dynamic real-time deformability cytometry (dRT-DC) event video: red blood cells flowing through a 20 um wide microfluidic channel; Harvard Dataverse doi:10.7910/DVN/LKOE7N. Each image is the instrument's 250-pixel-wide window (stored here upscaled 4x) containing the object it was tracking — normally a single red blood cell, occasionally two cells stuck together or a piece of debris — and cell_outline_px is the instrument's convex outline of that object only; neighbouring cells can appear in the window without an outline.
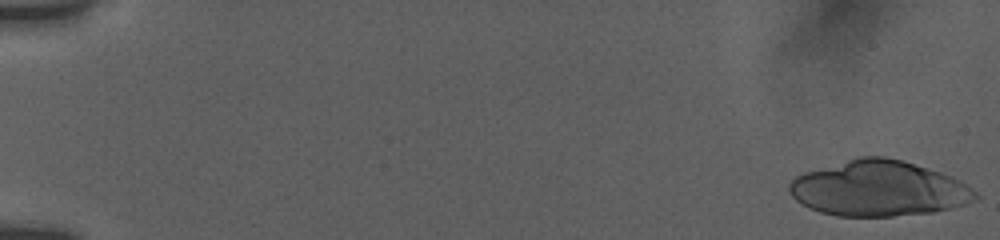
{"species": "human", "species_latin": "Homo sapiens", "temperature_condition": "room temperature", "stored_images_in_passage": 14, "camera_frame_rate_fps": 3000, "um_per_image_px": 0.085, "donor": {"sex": "female"}, "frame": {"image": 1, "passage_image": 1, "time_ms": 0.0, "image_size_px": [1000, 240], "cell_outline_px": [[980, 196], [976, 200], [964, 204], [932, 212], [892, 216], [836, 216], [820, 212], [796, 200], [788, 192], [788, 184], [796, 176], [804, 172], [860, 156], [884, 156], [904, 160], [952, 176], [968, 184]], "centroid_in_image_um": [74.7, 16.01], "position_along_channel_um": 10.3, "area_um2": 60.11}}
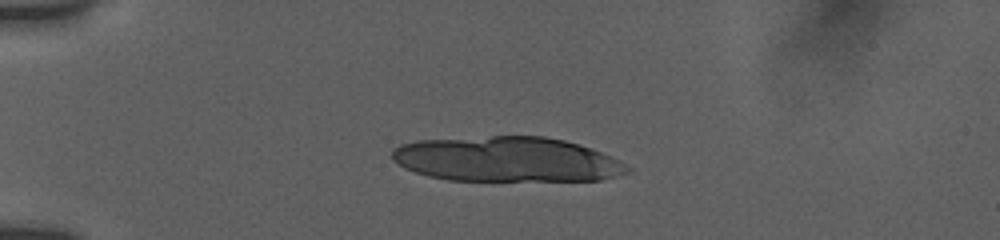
{"frame": {"image": 2, "passage_image": 10, "time_ms": 4.333, "image_size_px": [1000, 240], "cell_outline_px": [[632, 172], [600, 180], [448, 180], [428, 176], [404, 168], [392, 160], [392, 148], [400, 144], [416, 140], [492, 136], [544, 136], [564, 140], [600, 152], [632, 168]], "centroid_in_image_um": [43.03, 13.54], "position_along_channel_um": 42.0, "area_um2": 61.5}}